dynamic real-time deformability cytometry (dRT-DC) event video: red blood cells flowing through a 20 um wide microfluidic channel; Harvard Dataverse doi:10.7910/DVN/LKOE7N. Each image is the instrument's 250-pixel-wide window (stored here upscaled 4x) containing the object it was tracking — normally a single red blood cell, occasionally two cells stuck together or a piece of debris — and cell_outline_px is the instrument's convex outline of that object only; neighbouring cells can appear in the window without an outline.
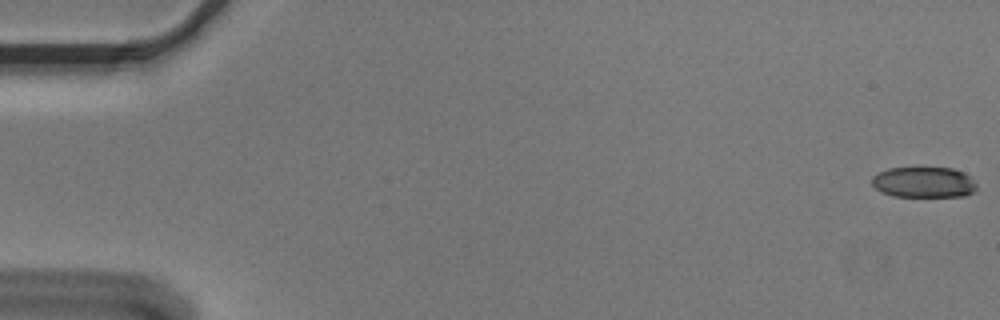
{"species": "Egyptian fruit bat (a non-hibernating species)", "species_latin": "Rousettus aegyptiacus", "temperature_condition": "cold", "stored_images_in_passage": 56, "camera_frame_rate_fps": 3000, "um_per_image_px": 0.085, "animal": {"sex": "male"}, "frame": {"image": 1, "passage_image": 1, "time_ms": 0.0, "image_size_px": [1000, 320], "cell_outline_px": [[976, 188], [972, 192], [964, 196], [896, 196], [880, 192], [872, 184], [872, 176], [888, 168], [916, 164], [920, 164], [952, 168], [964, 172], [976, 184]], "centroid_in_image_um": [78.48, 15.42], "position_along_channel_um": 6.5, "area_um2": 19.54}}
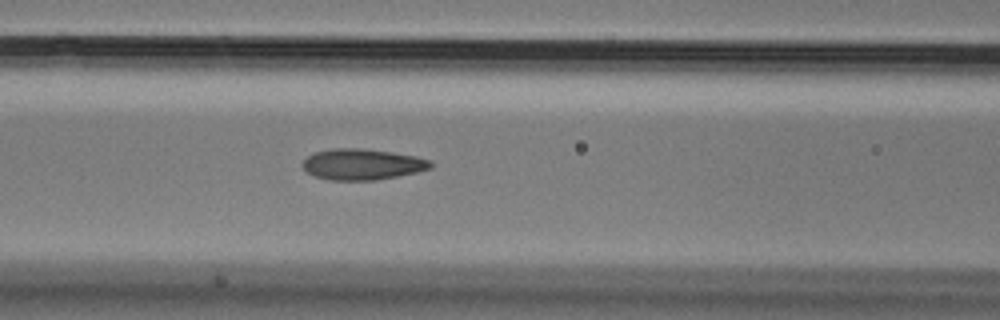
{"frame": {"image": 2, "passage_image": 24, "time_ms": 7.667, "image_size_px": [1000, 320], "cell_outline_px": [[432, 168], [416, 172], [376, 180], [328, 180], [316, 176], [308, 172], [300, 164], [308, 156], [316, 152], [332, 148], [364, 148], [392, 152], [416, 156], [432, 160]], "centroid_in_image_um": [30.81, 13.96], "position_along_channel_um": 135.8, "area_um2": 23.12}}
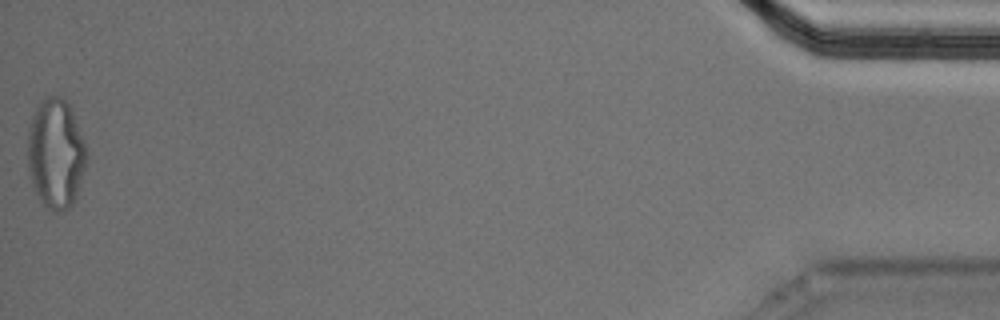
{"frame": {"image": 3, "passage_image": 56, "time_ms": 18.333, "image_size_px": [1000, 320], "cell_outline_px": [[88, 160], [76, 196], [72, 204], [68, 208], [60, 212], [52, 212], [40, 200], [32, 188], [28, 168], [28, 132], [32, 116], [40, 100], [48, 96], [60, 96], [68, 104], [72, 112], [84, 140], [88, 152]], "centroid_in_image_um": [4.74, 13.08], "position_along_channel_um": 430.5, "area_um2": 37.92}, "authors_computed_cell_mechanics": {"area_um2": 22.6865, "velocity_mm_per_s": 3.6298, "shape_relaxation_time_tau1_ms": null, "shape_relaxation_time_tau2_ms": 1.5075, "deformation_change_tau1": null, "deformation_change_tau2": 0.0981}}